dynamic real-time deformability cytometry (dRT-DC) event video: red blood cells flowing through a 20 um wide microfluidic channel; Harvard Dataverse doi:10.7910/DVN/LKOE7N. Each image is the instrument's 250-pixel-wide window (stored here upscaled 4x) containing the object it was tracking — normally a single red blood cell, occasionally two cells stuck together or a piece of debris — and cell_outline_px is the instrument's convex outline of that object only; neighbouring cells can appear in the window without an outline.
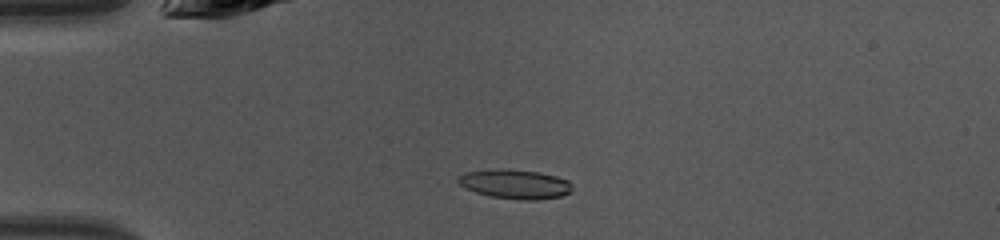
{"species": "common noctule bat (a hibernating species)", "species_latin": "Nyctalus noctula", "temperature_condition": "warm", "stored_images_in_passage": 47, "camera_frame_rate_fps": 3000, "um_per_image_px": 0.085, "animal": {"sex": "female", "body_mass_g": 10.0, "forearm_length_mm": 53.1}, "frame": {"image": 1, "passage_image": 12, "time_ms": 3.667, "image_size_px": [1000, 240], "cell_outline_px": [[572, 192], [560, 196], [536, 200], [520, 200], [492, 196], [476, 192], [460, 184], [456, 180], [456, 176], [464, 172], [496, 168], [500, 168], [540, 172], [556, 176], [568, 180], [572, 184]], "centroid_in_image_um": [43.78, 15.63], "position_along_channel_um": 41.2, "area_um2": 19.59}}
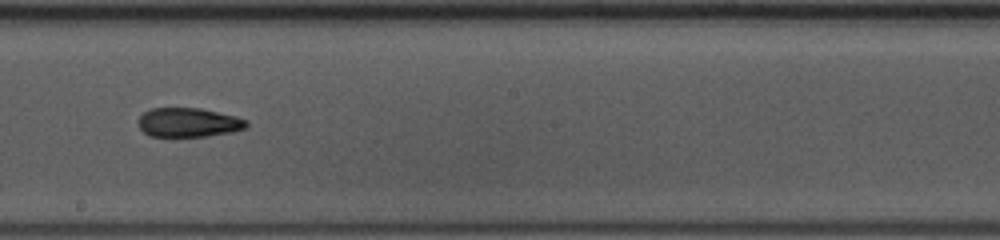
{"frame": {"image": 2, "passage_image": 27, "time_ms": 8.667, "image_size_px": [1000, 240], "cell_outline_px": [[248, 128], [232, 132], [208, 136], [148, 136], [140, 128], [136, 120], [144, 112], [152, 108], [200, 108], [236, 116], [248, 120]], "centroid_in_image_um": [16.04, 10.41], "position_along_channel_um": 232.2, "area_um2": 18.55}}
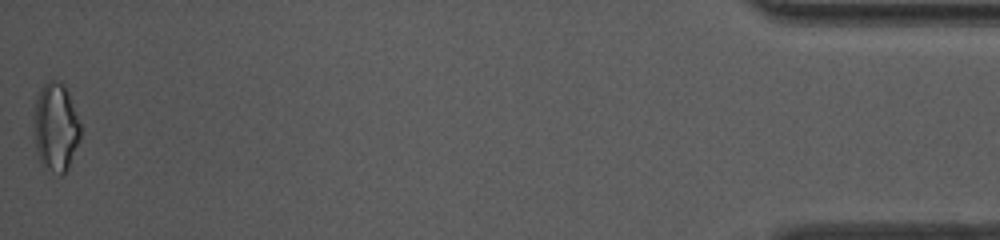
{"frame": {"image": 3, "passage_image": 47, "time_ms": 15.333, "image_size_px": [1000, 240], "cell_outline_px": [[80, 140], [68, 168], [60, 176], [52, 172], [40, 164], [36, 152], [36, 100], [40, 88], [48, 80], [60, 80], [64, 84], [68, 92], [80, 124]], "centroid_in_image_um": [4.76, 10.82], "position_along_channel_um": 430.4, "area_um2": 23.7}, "authors_computed_cell_mechanics": {"area_um2": 18.785, "velocity_mm_per_s": 4.3009, "shape_relaxation_time_tau1_ms": null, "shape_relaxation_time_tau2_ms": 4.4455, "deformation_change_tau1": null, "deformation_change_tau2": 0.1457}}